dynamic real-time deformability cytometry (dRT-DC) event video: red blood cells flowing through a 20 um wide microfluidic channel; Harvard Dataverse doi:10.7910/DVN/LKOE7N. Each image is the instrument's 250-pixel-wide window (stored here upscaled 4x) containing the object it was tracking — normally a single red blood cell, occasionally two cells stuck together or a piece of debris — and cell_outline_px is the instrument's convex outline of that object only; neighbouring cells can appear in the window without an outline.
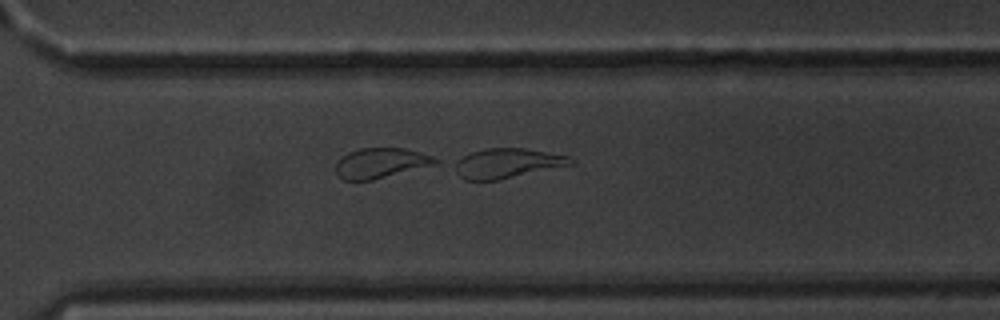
{"species": "common noctule bat (a hibernating species)", "species_latin": "Nyctalus noctula", "temperature_condition": "warm", "stored_images_in_passage": 58, "camera_frame_rate_fps": 3000, "um_per_image_px": 0.085, "animal": {"sex": "male", "body_mass_g": 20.1, "forearm_length_mm": 53.5}, "frame": {"image": 1, "passage_image": 42, "time_ms": 13.667, "image_size_px": [1000, 320], "cell_outline_px": [[576, 164], [500, 180], [464, 180], [448, 164], [472, 152], [484, 148], [524, 148], [568, 156]], "centroid_in_image_um": [43.06, 13.89], "position_along_channel_um": 327.5, "area_um2": 20.4}}